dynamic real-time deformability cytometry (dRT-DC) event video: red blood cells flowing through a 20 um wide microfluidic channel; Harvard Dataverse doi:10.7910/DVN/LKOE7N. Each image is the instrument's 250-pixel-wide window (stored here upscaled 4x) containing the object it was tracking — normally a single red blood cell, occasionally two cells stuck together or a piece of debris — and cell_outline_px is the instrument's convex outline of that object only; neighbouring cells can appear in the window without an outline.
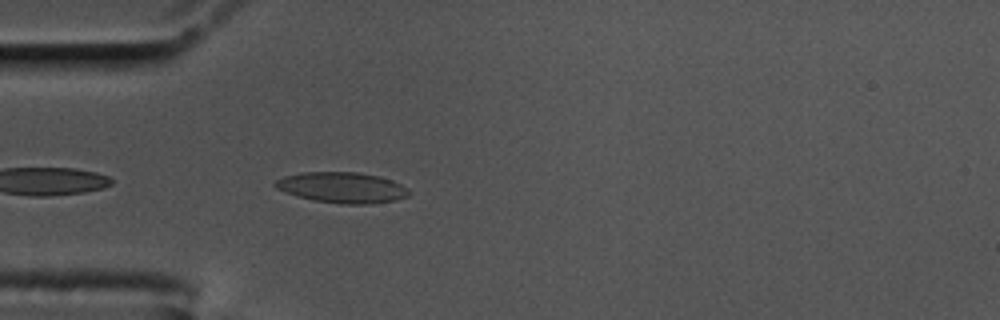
{"species": "common noctule bat (a hibernating species)", "species_latin": "Nyctalus noctula", "temperature_condition": "cold", "stored_images_in_passage": 17, "camera_frame_rate_fps": 3000, "um_per_image_px": 0.085, "animal": {"sex": "male", "body_mass_g": 17.5, "forearm_length_mm": 52.3}, "frame": {"image": 1, "passage_image": 3, "time_ms": 0.667, "image_size_px": [1000, 320], "cell_outline_px": [[412, 192], [408, 196], [396, 200], [368, 204], [344, 204], [312, 200], [296, 196], [276, 188], [272, 184], [276, 180], [284, 176], [304, 172], [356, 172], [380, 176], [392, 180], [408, 188]], "centroid_in_image_um": [29.09, 15.94], "position_along_channel_um": 55.9, "area_um2": 24.04}}
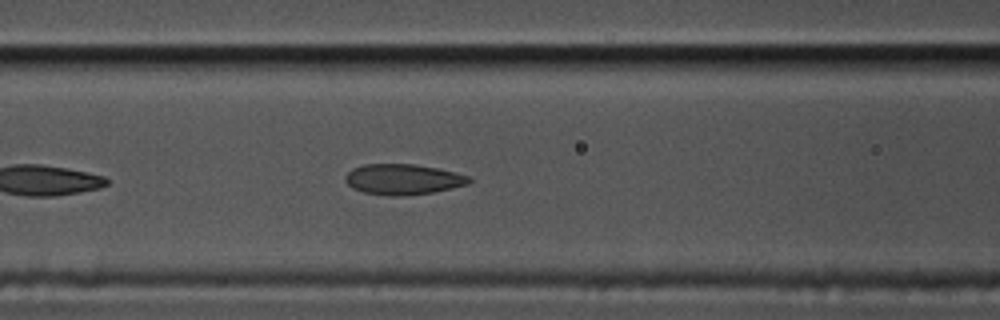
{"frame": {"image": 2, "passage_image": 10, "time_ms": 3.0, "image_size_px": [1000, 320], "cell_outline_px": [[472, 180], [468, 184], [452, 188], [432, 192], [404, 196], [392, 196], [364, 192], [352, 188], [344, 180], [344, 176], [352, 168], [364, 164], [416, 164], [440, 168], [472, 176]], "centroid_in_image_um": [34.28, 15.23], "position_along_channel_um": 132.3, "area_um2": 22.31}}
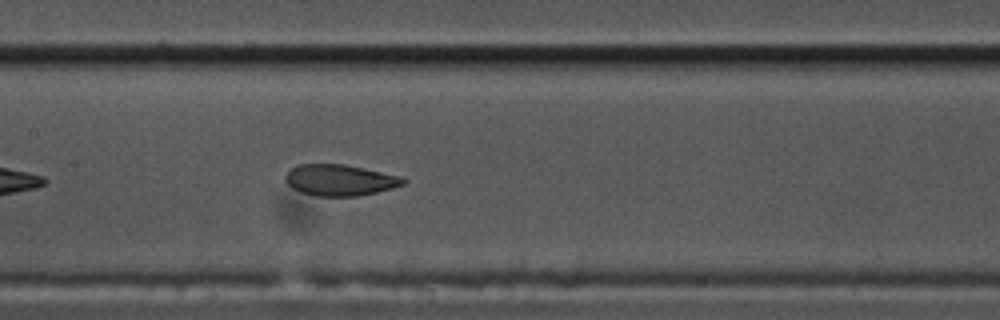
{"frame": {"image": 3, "passage_image": 14, "time_ms": 4.333, "image_size_px": [1000, 320], "cell_outline_px": [[408, 180], [404, 184], [392, 188], [360, 196], [316, 196], [300, 192], [292, 188], [284, 180], [284, 176], [288, 168], [296, 164], [344, 164], [400, 176]], "centroid_in_image_um": [28.83, 15.3], "position_along_channel_um": 178.6, "area_um2": 21.62}}